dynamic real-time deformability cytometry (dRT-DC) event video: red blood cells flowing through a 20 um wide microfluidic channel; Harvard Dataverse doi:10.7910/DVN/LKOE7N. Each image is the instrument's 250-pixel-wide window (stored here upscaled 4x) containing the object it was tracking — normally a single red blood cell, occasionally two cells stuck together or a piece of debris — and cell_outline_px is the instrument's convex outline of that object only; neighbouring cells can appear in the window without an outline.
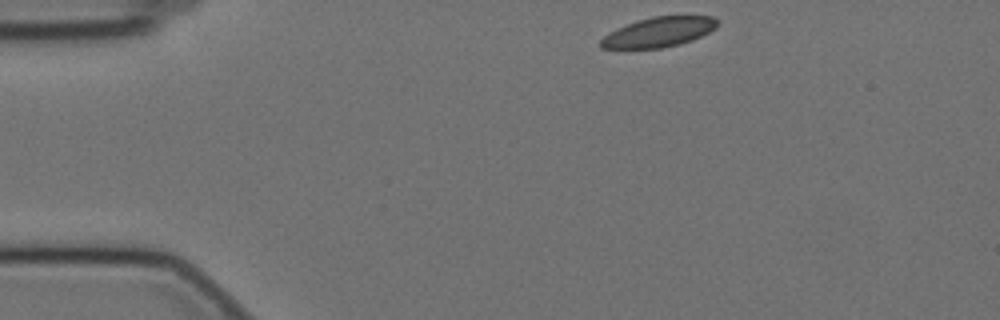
{"species": "Egyptian fruit bat (a non-hibernating species)", "species_latin": "Rousettus aegyptiacus", "temperature_condition": "cold", "stored_images_in_passage": 51, "camera_frame_rate_fps": 3000, "um_per_image_px": 0.085, "animal": {"sex": "female"}, "frame": {"image": 1, "passage_image": 1, "time_ms": 0.0, "image_size_px": [1000, 320], "cell_outline_px": [[720, 20], [716, 28], [692, 40], [680, 44], [660, 48], [600, 48], [600, 40], [608, 32], [616, 28], [636, 20], [652, 16], [712, 16]], "centroid_in_image_um": [55.99, 2.71], "position_along_channel_um": 29.0, "area_um2": 20.35}}
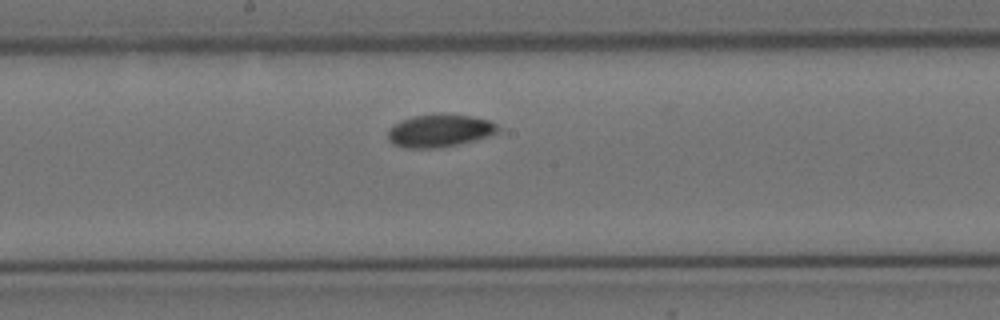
{"frame": {"image": 2, "passage_image": 22, "time_ms": 7.0, "image_size_px": [1000, 320], "cell_outline_px": [[500, 132], [476, 140], [460, 144], [436, 148], [404, 148], [392, 144], [388, 140], [388, 128], [400, 120], [412, 116], [472, 116], [488, 120], [496, 124], [500, 128]], "centroid_in_image_um": [37.35, 11.15], "position_along_channel_um": 210.9, "area_um2": 20.69}}
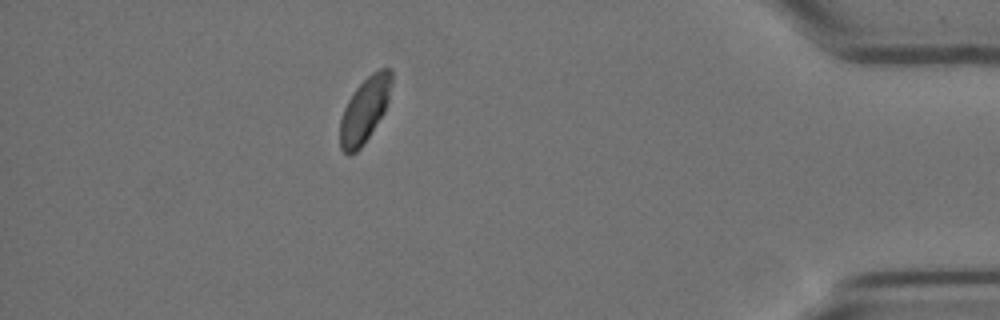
{"frame": {"image": 3, "passage_image": 43, "time_ms": 14.0, "image_size_px": [1000, 320], "cell_outline_px": [[392, 84], [388, 100], [384, 112], [364, 144], [356, 152], [348, 156], [340, 148], [340, 120], [344, 108], [348, 100], [356, 88], [372, 72], [380, 68], [392, 68]], "centroid_in_image_um": [31.0, 9.35], "position_along_channel_um": 404.2, "area_um2": 19.54}}